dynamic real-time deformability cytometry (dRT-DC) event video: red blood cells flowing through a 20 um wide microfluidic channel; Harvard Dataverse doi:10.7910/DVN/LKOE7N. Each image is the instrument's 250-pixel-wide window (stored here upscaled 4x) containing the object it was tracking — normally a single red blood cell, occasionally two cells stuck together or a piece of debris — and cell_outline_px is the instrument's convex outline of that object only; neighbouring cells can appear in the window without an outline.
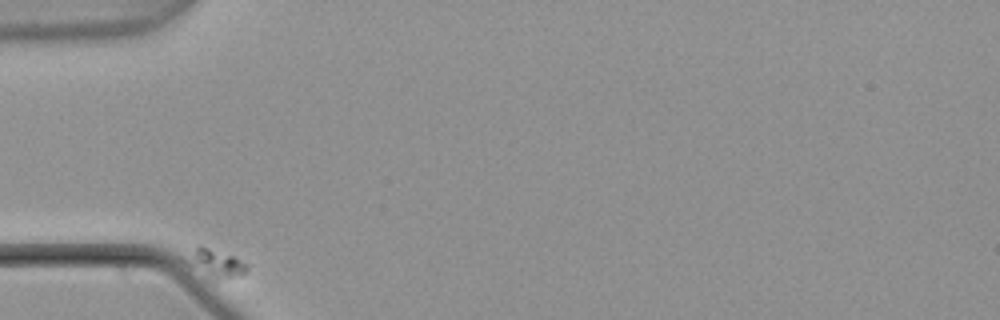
{"species": "common noctule bat (a hibernating species)", "species_latin": "Nyctalus noctula", "temperature_condition": "warm", "stored_images_in_passage": 42, "camera_frame_rate_fps": 3000, "um_per_image_px": 0.085, "animal": {"sex": "male", "body_mass_g": 21.5, "forearm_length_mm": 52.0}, "frame": {"image": 1, "passage_image": 1, "time_ms": 0.0, "image_size_px": [1000, 320], "cell_outline_px": [[248, 268], [240, 276], [216, 280], [180, 260], [180, 256], [196, 244], [200, 244], [232, 256], [248, 264]], "centroid_in_image_um": [18.17, 22.32], "position_along_channel_um": 66.8, "area_um2": 10.35}}
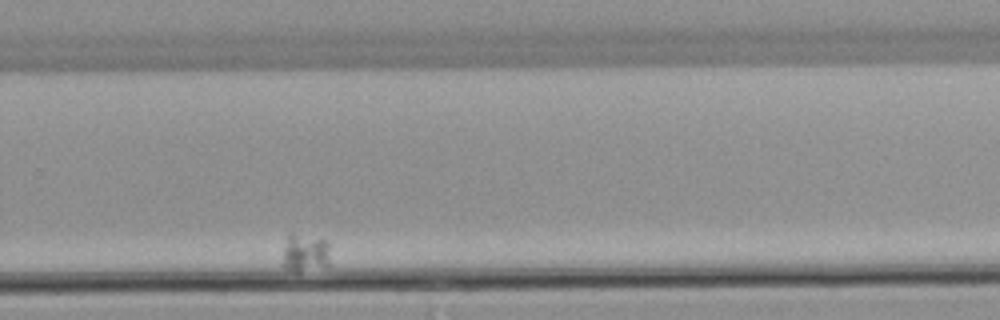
{"frame": {"image": 2, "passage_image": 35, "time_ms": 11.333, "image_size_px": [1000, 320], "cell_outline_px": [[332, 264], [296, 272], [284, 268], [284, 252], [288, 232], [292, 232], [324, 240], [328, 244]], "centroid_in_image_um": [25.96, 21.49], "position_along_channel_um": 303.8, "area_um2": 10.52}}